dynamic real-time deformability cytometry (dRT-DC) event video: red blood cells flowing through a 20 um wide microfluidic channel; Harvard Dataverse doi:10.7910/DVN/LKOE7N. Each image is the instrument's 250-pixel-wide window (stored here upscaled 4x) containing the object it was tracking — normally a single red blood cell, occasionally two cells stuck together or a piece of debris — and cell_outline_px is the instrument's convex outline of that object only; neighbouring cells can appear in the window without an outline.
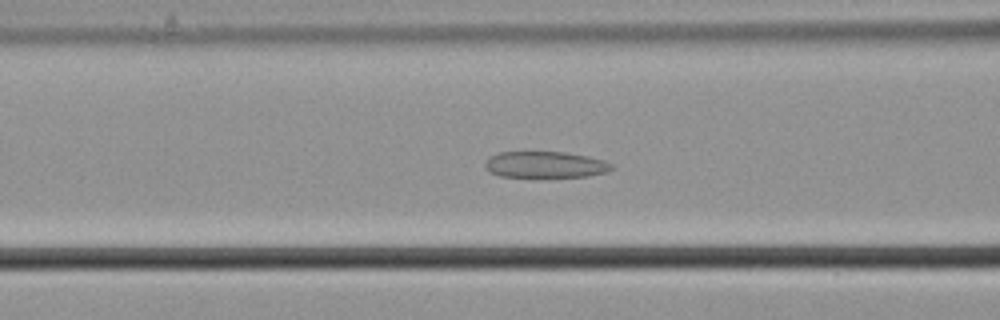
{"species": "common noctule bat (a hibernating species)", "species_latin": "Nyctalus noctula", "temperature_condition": "cold", "stored_images_in_passage": 58, "camera_frame_rate_fps": 3000, "um_per_image_px": 0.085, "animal": {"sex": "male", "body_mass_g": 21.5, "forearm_length_mm": 52.0}, "frame": {"image": 1, "passage_image": 24, "time_ms": 7.667, "image_size_px": [1000, 320], "cell_outline_px": [[612, 168], [608, 172], [588, 176], [500, 176], [488, 172], [484, 168], [484, 160], [488, 156], [500, 152], [564, 152], [588, 156], [604, 160], [612, 164]], "centroid_in_image_um": [46.3, 13.98], "position_along_channel_um": 120.3, "area_um2": 19.42}}
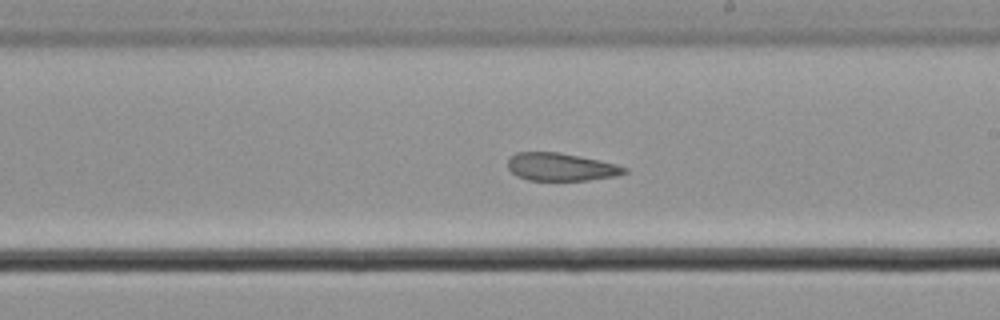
{"frame": {"image": 2, "passage_image": 34, "time_ms": 11.0, "image_size_px": [1000, 320], "cell_outline_px": [[628, 172], [616, 176], [588, 180], [528, 180], [516, 176], [508, 168], [508, 160], [516, 152], [560, 152], [580, 156], [616, 164], [628, 168]], "centroid_in_image_um": [47.68, 14.19], "position_along_channel_um": 241.3, "area_um2": 18.9}}
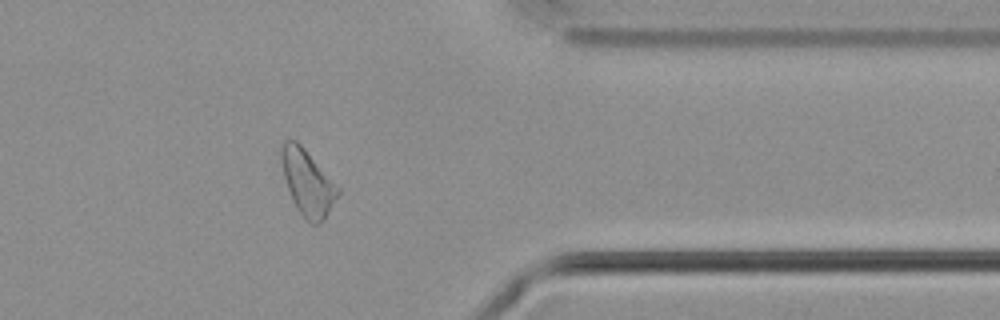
{"frame": {"image": 3, "passage_image": 47, "time_ms": 15.333, "image_size_px": [1000, 320], "cell_outline_px": [[340, 192], [324, 220], [320, 224], [312, 224], [304, 220], [296, 208], [292, 200], [284, 176], [280, 160], [280, 148], [284, 140], [296, 140], [300, 144], [340, 188]], "centroid_in_image_um": [26.13, 15.55], "position_along_channel_um": 385.3, "area_um2": 21.62}}